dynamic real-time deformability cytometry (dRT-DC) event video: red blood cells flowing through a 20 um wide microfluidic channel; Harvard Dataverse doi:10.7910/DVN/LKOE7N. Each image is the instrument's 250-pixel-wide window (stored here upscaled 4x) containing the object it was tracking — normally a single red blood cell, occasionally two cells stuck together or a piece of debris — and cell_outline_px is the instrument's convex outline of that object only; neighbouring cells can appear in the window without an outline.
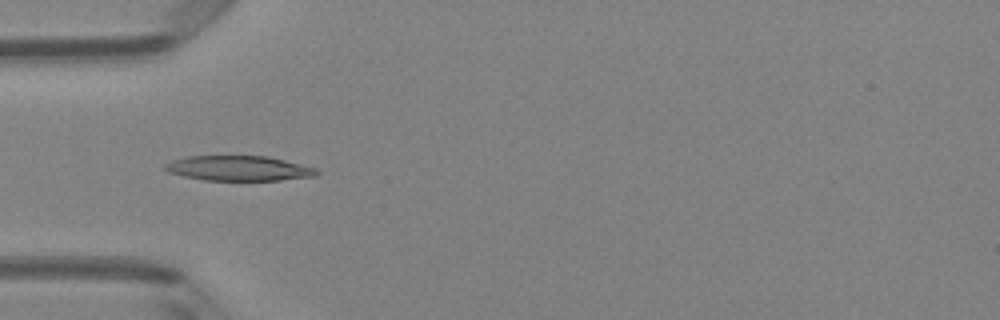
{"species": "Egyptian fruit bat (a non-hibernating species)", "species_latin": "Rousettus aegyptiacus", "temperature_condition": "room temperature", "stored_images_in_passage": 8, "camera_frame_rate_fps": 3000, "um_per_image_px": 0.085, "animal": {"sex": "female"}, "frame": {"image": 1, "passage_image": 4, "time_ms": 1.0, "image_size_px": [1000, 320], "cell_outline_px": [[320, 172], [316, 176], [280, 180], [204, 180], [184, 176], [168, 172], [164, 168], [164, 164], [172, 160], [188, 156], [268, 156], [316, 168]], "centroid_in_image_um": [20.29, 14.3], "position_along_channel_um": 64.7, "area_um2": 22.02}}
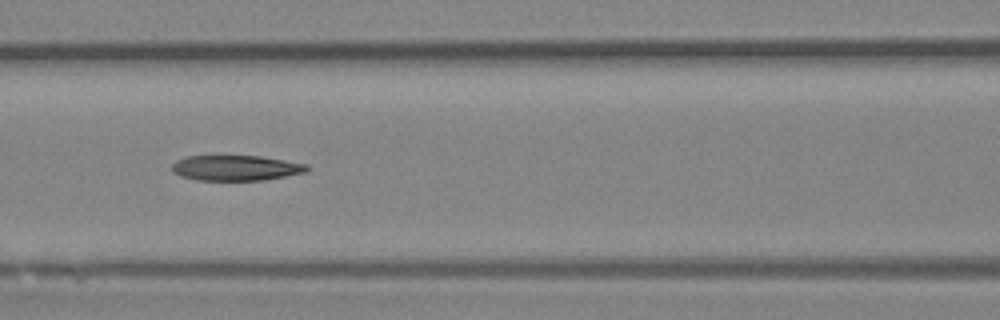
{"frame": {"image": 2, "passage_image": 6, "time_ms": 1.667, "image_size_px": [1000, 320], "cell_outline_px": [[312, 168], [308, 172], [264, 180], [196, 180], [180, 176], [172, 172], [172, 164], [176, 160], [188, 156], [260, 156], [308, 164]], "centroid_in_image_um": [20.08, 14.28], "position_along_channel_um": 146.5, "area_um2": 20.11}}
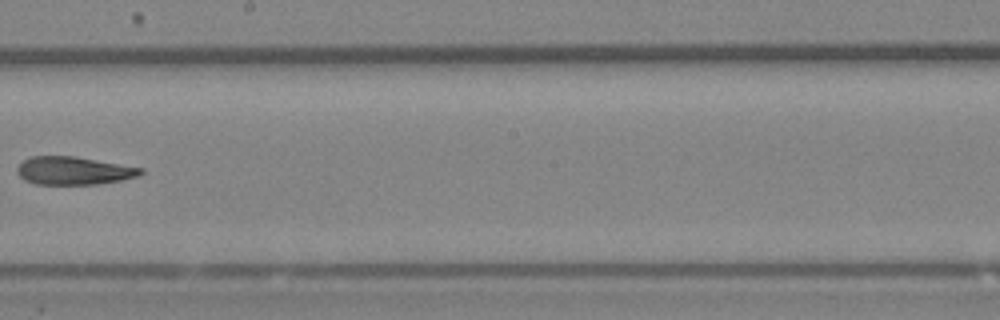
{"frame": {"image": 3, "passage_image": 8, "time_ms": 2.333, "image_size_px": [1000, 320], "cell_outline_px": [[144, 172], [140, 176], [100, 184], [36, 184], [24, 180], [16, 172], [16, 168], [24, 160], [32, 156], [76, 156], [144, 168]], "centroid_in_image_um": [6.29, 14.5], "position_along_channel_um": 241.9, "area_um2": 20.29}}